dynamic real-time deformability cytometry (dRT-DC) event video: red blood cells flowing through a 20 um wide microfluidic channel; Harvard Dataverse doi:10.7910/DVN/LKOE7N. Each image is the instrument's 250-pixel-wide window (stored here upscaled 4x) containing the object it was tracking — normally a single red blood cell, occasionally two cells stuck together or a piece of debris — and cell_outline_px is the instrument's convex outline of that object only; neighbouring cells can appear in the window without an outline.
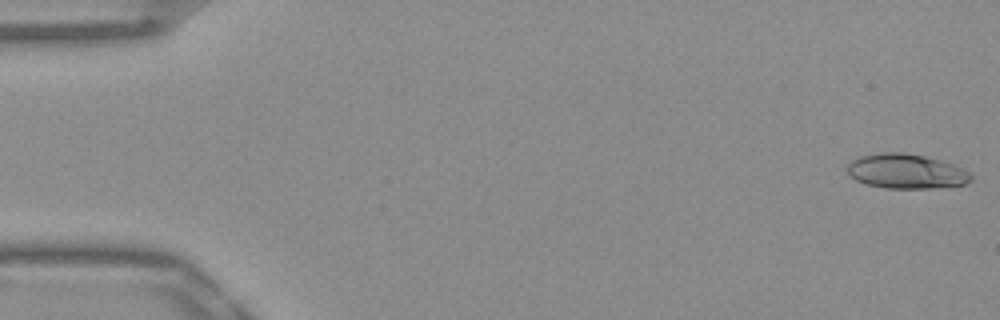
{"species": "Egyptian fruit bat (a non-hibernating species)", "species_latin": "Rousettus aegyptiacus", "temperature_condition": "warm", "stored_images_in_passage": 52, "camera_frame_rate_fps": 3000, "um_per_image_px": 0.085, "frame": {"image": 1, "passage_image": 1, "time_ms": 0.0, "image_size_px": [1000, 320], "cell_outline_px": [[972, 180], [964, 184], [932, 188], [884, 188], [868, 184], [856, 180], [848, 172], [848, 164], [852, 160], [860, 156], [884, 152], [904, 152], [924, 156], [952, 164], [968, 172], [972, 176]], "centroid_in_image_um": [77.01, 14.56], "position_along_channel_um": 8.0, "area_um2": 24.62}}
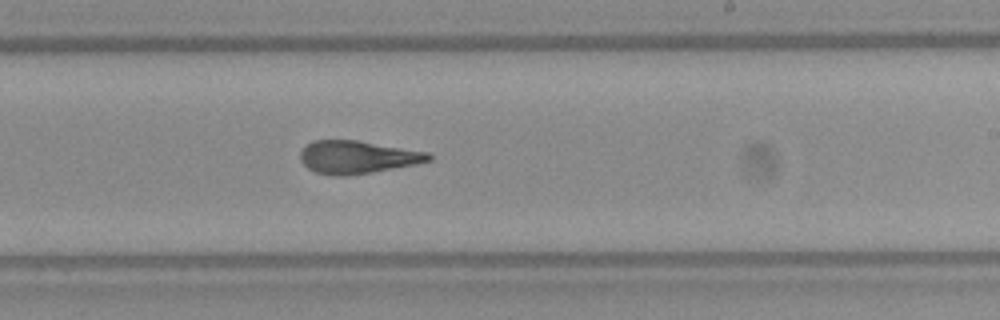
{"frame": {"image": 2, "passage_image": 31, "time_ms": 10.0, "image_size_px": [1000, 320], "cell_outline_px": [[432, 160], [416, 164], [372, 172], [348, 176], [336, 176], [316, 172], [308, 168], [300, 160], [300, 152], [312, 140], [356, 140], [428, 152], [432, 156]], "centroid_in_image_um": [30.37, 13.36], "position_along_channel_um": 258.6, "area_um2": 24.45}}
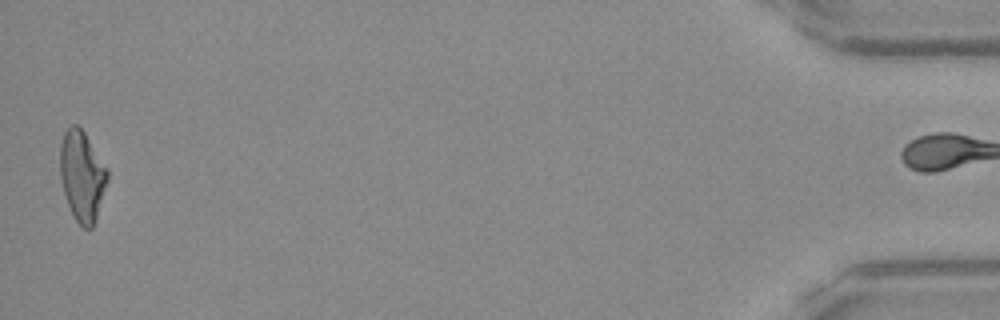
{"frame": {"image": 3, "passage_image": 51, "time_ms": 16.667, "image_size_px": [1000, 320], "cell_outline_px": [[108, 180], [92, 228], [84, 228], [76, 220], [68, 204], [64, 192], [60, 176], [60, 144], [64, 132], [72, 124], [76, 124], [84, 132], [108, 168]], "centroid_in_image_um": [6.97, 14.91], "position_along_channel_um": 428.2, "area_um2": 24.62}, "authors_computed_cell_mechanics": {"area_um2": 24.7673, "velocity_mm_per_s": 3.9357, "shape_relaxation_time_tau1_ms": null, "shape_relaxation_time_tau2_ms": 2.1899, "deformation_change_tau1": null, "deformation_change_tau2": 0.1219}}